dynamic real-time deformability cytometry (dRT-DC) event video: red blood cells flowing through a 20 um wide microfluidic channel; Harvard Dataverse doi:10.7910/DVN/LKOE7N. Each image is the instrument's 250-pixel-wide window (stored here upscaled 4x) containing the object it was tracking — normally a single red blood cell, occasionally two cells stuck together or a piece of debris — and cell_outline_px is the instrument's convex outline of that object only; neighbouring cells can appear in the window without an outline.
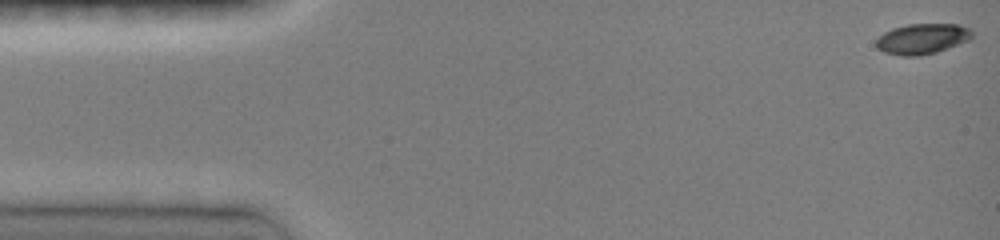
{"species": "common noctule bat (a hibernating species)", "species_latin": "Nyctalus noctula", "temperature_condition": "room temperature", "stored_images_in_passage": 46, "camera_frame_rate_fps": 3000, "um_per_image_px": 0.085, "animal": {"sex": "female", "body_mass_g": 19.0, "forearm_length_mm": 51.5}, "frame": {"image": 1, "passage_image": 1, "time_ms": 0.0, "image_size_px": [1000, 240], "cell_outline_px": [[972, 36], [968, 40], [936, 52], [916, 56], [900, 56], [884, 52], [876, 48], [876, 40], [884, 32], [892, 28], [908, 24], [956, 24], [968, 28], [972, 32]], "centroid_in_image_um": [78.34, 3.3], "position_along_channel_um": 6.7, "area_um2": 16.88}}
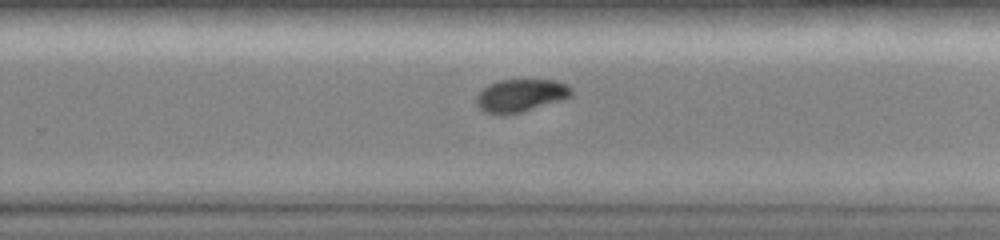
{"frame": {"image": 2, "passage_image": 31, "time_ms": 10.0, "image_size_px": [1000, 240], "cell_outline_px": [[572, 96], [560, 100], [520, 112], [500, 116], [484, 112], [476, 104], [476, 96], [488, 84], [500, 80], [556, 80], [568, 84], [572, 88]], "centroid_in_image_um": [44.24, 8.12], "position_along_channel_um": 285.6, "area_um2": 18.15}}
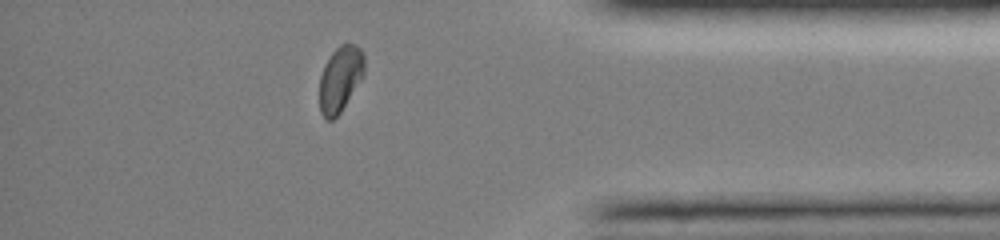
{"frame": {"image": 3, "passage_image": 41, "time_ms": 13.333, "image_size_px": [1000, 240], "cell_outline_px": [[364, 76], [340, 112], [332, 120], [324, 120], [320, 112], [320, 76], [324, 64], [332, 52], [340, 44], [356, 44], [364, 52]], "centroid_in_image_um": [28.92, 6.7], "position_along_channel_um": 406.3, "area_um2": 17.28}, "authors_computed_cell_mechanics": {"area_um2": 18.2937, "velocity_mm_per_s": 4.0566, "shape_relaxation_time_tau1_ms": 8.1931, "shape_relaxation_time_tau2_ms": 2.6821, "deformation_change_tau1": 0.1991, "deformation_change_tau2": 0.0461}}